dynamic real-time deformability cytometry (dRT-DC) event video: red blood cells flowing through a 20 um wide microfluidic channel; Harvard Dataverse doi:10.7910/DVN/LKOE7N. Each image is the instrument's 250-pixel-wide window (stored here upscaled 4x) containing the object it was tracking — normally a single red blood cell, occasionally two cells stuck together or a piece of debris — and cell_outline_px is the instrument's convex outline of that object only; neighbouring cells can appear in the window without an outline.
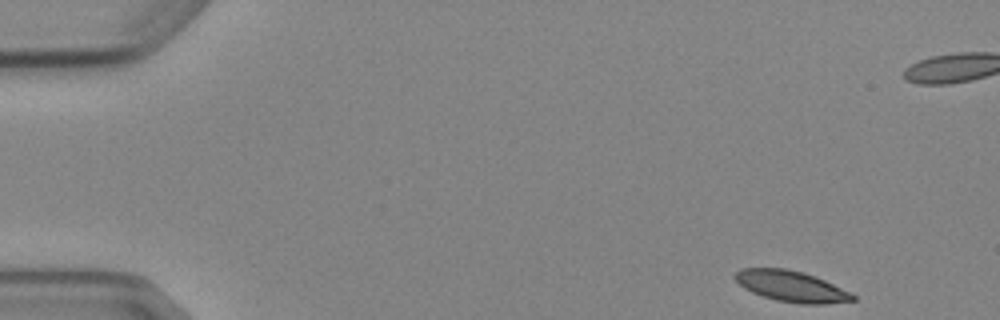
{"species": "Egyptian fruit bat (a non-hibernating species)", "species_latin": "Rousettus aegyptiacus", "temperature_condition": "cold", "stored_images_in_passage": 5, "camera_frame_rate_fps": 3000, "um_per_image_px": 0.085, "animal": {"sex": "female"}, "frame": {"image": 1, "passage_image": 1, "time_ms": 0.0, "image_size_px": [1000, 320], "cell_outline_px": [[856, 300], [828, 304], [800, 304], [776, 300], [752, 292], [744, 288], [732, 276], [740, 268], [784, 268], [804, 272], [816, 276], [856, 296]], "centroid_in_image_um": [67.24, 24.33], "position_along_channel_um": 17.8, "area_um2": 21.15}}